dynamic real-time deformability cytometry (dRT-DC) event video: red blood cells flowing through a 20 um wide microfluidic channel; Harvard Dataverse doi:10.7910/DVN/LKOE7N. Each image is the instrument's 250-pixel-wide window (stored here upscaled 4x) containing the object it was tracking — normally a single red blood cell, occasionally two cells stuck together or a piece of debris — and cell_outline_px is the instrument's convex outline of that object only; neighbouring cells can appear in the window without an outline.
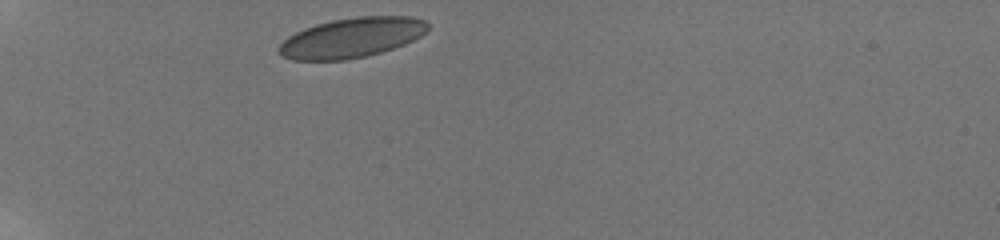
{"species": "human", "species_latin": "Homo sapiens", "temperature_condition": "room temperature", "stored_images_in_passage": 34, "camera_frame_rate_fps": 3000, "um_per_image_px": 0.085, "donor": {"sex": "male"}, "frame": {"image": 1, "passage_image": 1, "time_ms": 0.0, "image_size_px": [1000, 240], "cell_outline_px": [[428, 28], [420, 36], [404, 44], [380, 52], [348, 60], [292, 60], [280, 56], [276, 48], [288, 36], [304, 28], [316, 24], [332, 20], [356, 16], [412, 16], [424, 20], [428, 24]], "centroid_in_image_um": [29.85, 3.2], "position_along_channel_um": 55.2, "area_um2": 34.62}}
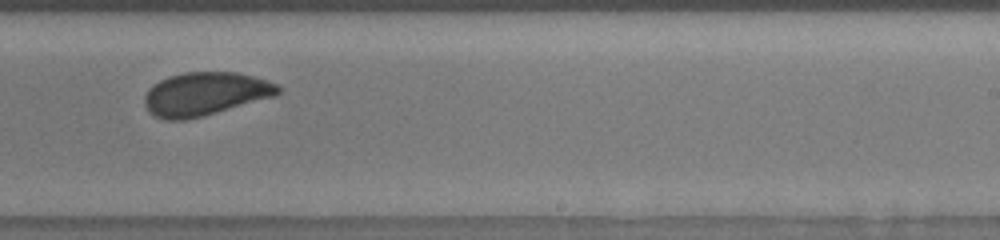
{"frame": {"image": 2, "passage_image": 21, "time_ms": 6.667, "image_size_px": [1000, 240], "cell_outline_px": [[280, 92], [272, 96], [204, 116], [184, 120], [168, 120], [156, 116], [148, 112], [144, 104], [144, 96], [148, 88], [160, 80], [168, 76], [184, 72], [236, 72], [252, 76], [276, 84], [280, 88]], "centroid_in_image_um": [17.36, 7.98], "position_along_channel_um": 271.6, "area_um2": 33.41}}
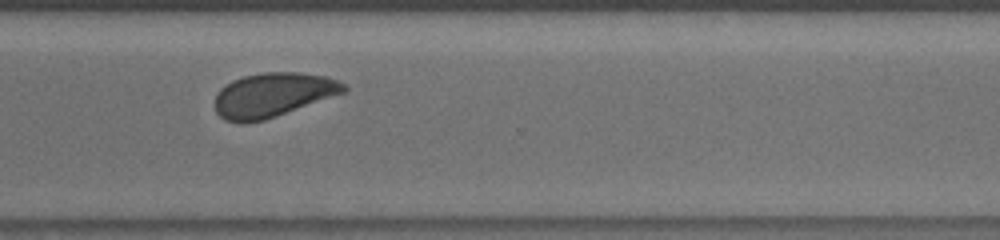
{"frame": {"image": 3, "passage_image": 27, "time_ms": 8.667, "image_size_px": [1000, 240], "cell_outline_px": [[348, 88], [344, 92], [264, 120], [244, 124], [240, 124], [224, 120], [216, 112], [216, 92], [224, 84], [232, 80], [244, 76], [260, 72], [300, 72], [324, 76], [336, 80], [344, 84]], "centroid_in_image_um": [23.13, 8.07], "position_along_channel_um": 347.5, "area_um2": 33.12}, "authors_computed_cell_mechanics": {"area_um2": 33.524, "velocity_mm_per_s": 3.7815, "shape_relaxation_time_tau1_ms": 5.244, "shape_relaxation_time_tau2_ms": null, "deformation_change_tau1": 0.1135, "deformation_change_tau2": null}}